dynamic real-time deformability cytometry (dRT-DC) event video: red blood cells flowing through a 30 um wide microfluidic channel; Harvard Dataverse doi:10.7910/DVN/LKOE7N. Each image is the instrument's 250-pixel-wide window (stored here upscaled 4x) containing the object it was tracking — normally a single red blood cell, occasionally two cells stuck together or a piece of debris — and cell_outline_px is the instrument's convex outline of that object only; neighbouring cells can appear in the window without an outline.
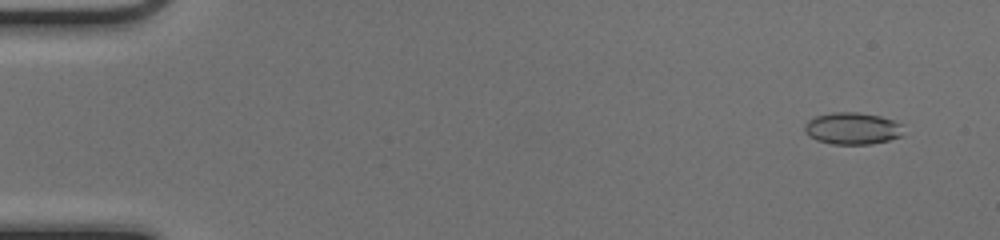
{"species": "common noctule bat (a hibernating species)", "species_latin": "Nyctalus noctula", "temperature_condition": "cold", "stored_images_in_passage": 51, "camera_frame_rate_fps": 3000, "um_per_image_px": 0.085, "animal": {"sex": "female", "body_mass_g": 17.0, "forearm_length_mm": 48.0}, "frame": {"image": 1, "passage_image": 4, "time_ms": 1.0, "image_size_px": [1000, 240], "cell_outline_px": [[904, 136], [872, 144], [832, 144], [816, 140], [808, 136], [804, 132], [804, 124], [808, 120], [816, 116], [832, 112], [856, 112], [880, 116], [892, 120], [900, 124]], "centroid_in_image_um": [72.42, 10.92], "position_along_channel_um": 12.6, "area_um2": 18.5}}
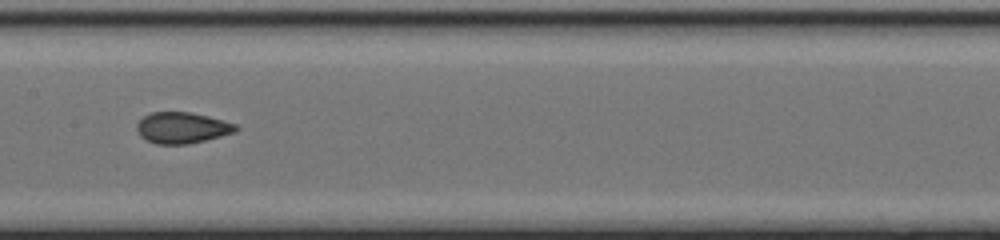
{"frame": {"image": 2, "passage_image": 27, "time_ms": 8.667, "image_size_px": [1000, 240], "cell_outline_px": [[240, 128], [236, 132], [188, 144], [156, 144], [144, 140], [140, 136], [136, 128], [136, 124], [144, 116], [152, 112], [188, 112], [208, 116], [236, 124]], "centroid_in_image_um": [15.46, 10.87], "position_along_channel_um": 191.9, "area_um2": 17.98}}
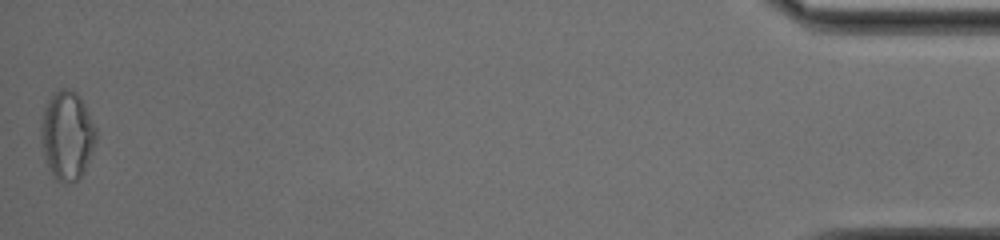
{"frame": {"image": 3, "passage_image": 51, "time_ms": 16.667, "image_size_px": [1000, 240], "cell_outline_px": [[96, 140], [92, 152], [84, 172], [76, 180], [64, 184], [56, 180], [48, 168], [44, 160], [40, 136], [40, 124], [44, 108], [48, 100], [60, 88], [72, 88], [80, 96], [96, 128]], "centroid_in_image_um": [5.68, 11.52], "position_along_channel_um": 429.5, "area_um2": 28.73}, "authors_computed_cell_mechanics": {"area_um2": 18.207, "velocity_mm_per_s": 4.1461, "shape_relaxation_time_tau1_ms": null, "shape_relaxation_time_tau2_ms": 1.1195, "deformation_change_tau1": null, "deformation_change_tau2": 0.0558}}